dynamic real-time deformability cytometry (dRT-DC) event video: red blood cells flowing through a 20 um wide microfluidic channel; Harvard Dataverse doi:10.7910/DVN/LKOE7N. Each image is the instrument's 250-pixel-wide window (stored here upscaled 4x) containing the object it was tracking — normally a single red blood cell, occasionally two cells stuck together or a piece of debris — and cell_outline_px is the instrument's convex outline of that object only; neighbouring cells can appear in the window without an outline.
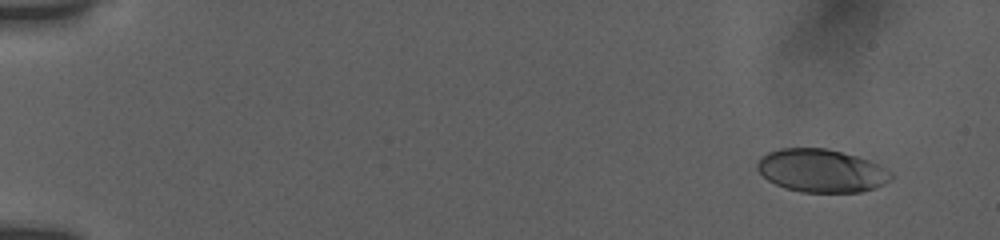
{"species": "human", "species_latin": "Homo sapiens", "temperature_condition": "room temperature", "stored_images_in_passage": 13, "camera_frame_rate_fps": 3000, "um_per_image_px": 0.085, "donor": {"sex": "female"}, "frame": {"image": 1, "passage_image": 3, "time_ms": 0.667, "image_size_px": [1000, 240], "cell_outline_px": [[892, 180], [884, 184], [860, 192], [804, 192], [784, 188], [768, 180], [756, 168], [756, 164], [760, 156], [768, 152], [780, 148], [824, 148], [856, 156], [880, 164], [892, 172]], "centroid_in_image_um": [69.81, 14.5], "position_along_channel_um": 15.2, "area_um2": 33.58}}
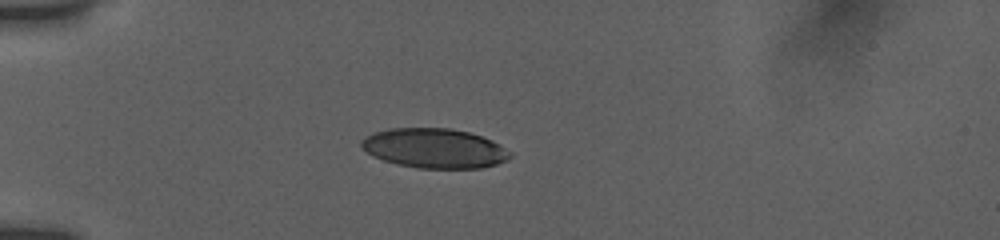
{"frame": {"image": 2, "passage_image": 10, "time_ms": 3.0, "image_size_px": [1000, 240], "cell_outline_px": [[512, 156], [508, 160], [496, 164], [480, 168], [420, 168], [396, 164], [384, 160], [360, 148], [360, 140], [372, 132], [388, 128], [452, 128], [468, 132], [492, 140], [500, 144], [512, 152]], "centroid_in_image_um": [36.93, 12.59], "position_along_channel_um": 48.1, "area_um2": 34.51}}
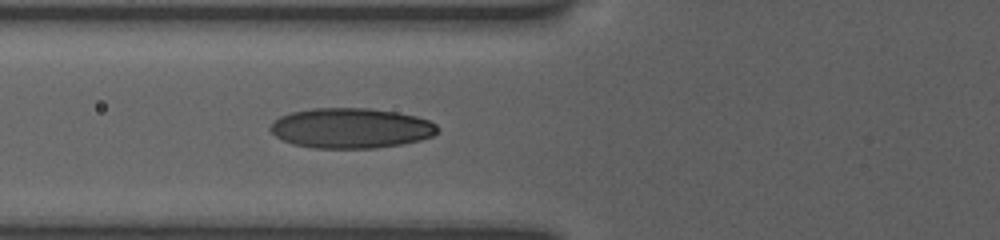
{"frame": {"image": 3, "passage_image": 13, "time_ms": 4.0, "image_size_px": [1000, 240], "cell_outline_px": [[440, 132], [432, 136], [420, 140], [400, 144], [376, 148], [312, 148], [292, 144], [276, 136], [268, 128], [280, 116], [292, 112], [312, 108], [372, 108], [396, 112], [416, 116], [428, 120], [436, 124], [440, 128]], "centroid_in_image_um": [29.86, 10.89], "position_along_channel_um": 95.9, "area_um2": 39.25}}